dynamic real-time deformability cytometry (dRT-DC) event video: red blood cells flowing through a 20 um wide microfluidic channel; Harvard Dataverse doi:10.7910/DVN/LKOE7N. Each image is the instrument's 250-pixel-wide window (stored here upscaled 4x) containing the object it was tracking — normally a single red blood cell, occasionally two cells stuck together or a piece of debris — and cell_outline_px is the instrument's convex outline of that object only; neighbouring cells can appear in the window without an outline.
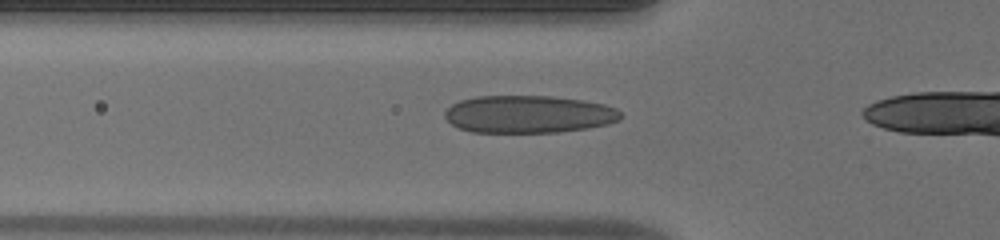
{"species": "human", "species_latin": "Homo sapiens", "temperature_condition": "warm", "stored_images_in_passage": 20, "camera_frame_rate_fps": 3000, "um_per_image_px": 0.085, "donor": {"sex": "male"}, "frame": {"image": 1, "passage_image": 12, "time_ms": 3.667, "image_size_px": [1000, 240], "cell_outline_px": [[624, 116], [620, 120], [608, 124], [588, 128], [556, 132], [472, 132], [460, 128], [452, 124], [444, 116], [444, 112], [452, 104], [460, 100], [476, 96], [552, 96], [584, 100], [604, 104], [616, 108]], "centroid_in_image_um": [44.96, 9.7], "position_along_channel_um": 80.8, "area_um2": 38.61}}
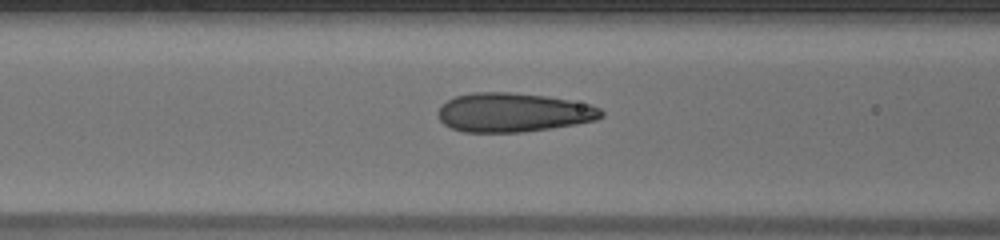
{"frame": {"image": 2, "passage_image": 15, "time_ms": 4.667, "image_size_px": [1000, 240], "cell_outline_px": [[604, 116], [596, 120], [576, 124], [524, 132], [464, 132], [452, 128], [444, 124], [440, 120], [436, 112], [448, 100], [456, 96], [472, 92], [512, 92], [548, 96], [592, 104], [600, 108], [604, 112]], "centroid_in_image_um": [43.66, 9.55], "position_along_channel_um": 122.9, "area_um2": 37.34}}
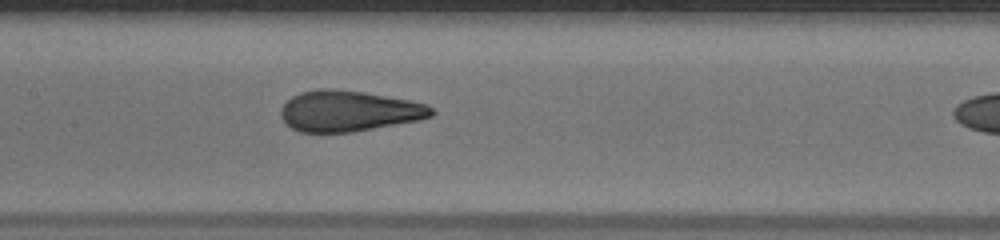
{"frame": {"image": 3, "passage_image": 19, "time_ms": 6.0, "image_size_px": [1000, 240], "cell_outline_px": [[436, 112], [432, 116], [420, 120], [352, 132], [300, 132], [292, 128], [280, 116], [280, 108], [292, 96], [300, 92], [320, 88], [332, 88], [364, 92], [408, 100], [428, 104]], "centroid_in_image_um": [29.65, 9.43], "position_along_channel_um": 177.7, "area_um2": 35.89}}